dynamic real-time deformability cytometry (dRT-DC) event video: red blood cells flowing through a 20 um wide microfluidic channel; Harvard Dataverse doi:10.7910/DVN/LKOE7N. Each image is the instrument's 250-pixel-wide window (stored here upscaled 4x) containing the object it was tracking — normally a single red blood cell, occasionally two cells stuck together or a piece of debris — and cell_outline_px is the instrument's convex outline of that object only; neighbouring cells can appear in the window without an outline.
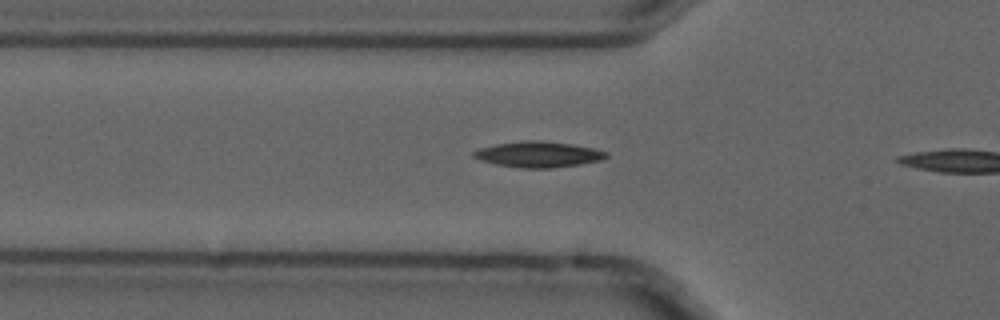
{"species": "common noctule bat (a hibernating species)", "species_latin": "Nyctalus noctula", "temperature_condition": "cold", "stored_images_in_passage": 8, "camera_frame_rate_fps": 3000, "um_per_image_px": 0.085, "animal": {"sex": "male", "forearm_length_mm": 52.5}, "frame": {"image": 1, "passage_image": 7, "time_ms": 2.0, "image_size_px": [1000, 320], "cell_outline_px": [[608, 156], [600, 160], [580, 164], [552, 168], [520, 168], [496, 164], [480, 160], [472, 156], [472, 152], [480, 148], [496, 144], [524, 140], [540, 140], [572, 144], [592, 148], [608, 152]], "centroid_in_image_um": [45.74, 13.12], "position_along_channel_um": 80.1, "area_um2": 19.88}}